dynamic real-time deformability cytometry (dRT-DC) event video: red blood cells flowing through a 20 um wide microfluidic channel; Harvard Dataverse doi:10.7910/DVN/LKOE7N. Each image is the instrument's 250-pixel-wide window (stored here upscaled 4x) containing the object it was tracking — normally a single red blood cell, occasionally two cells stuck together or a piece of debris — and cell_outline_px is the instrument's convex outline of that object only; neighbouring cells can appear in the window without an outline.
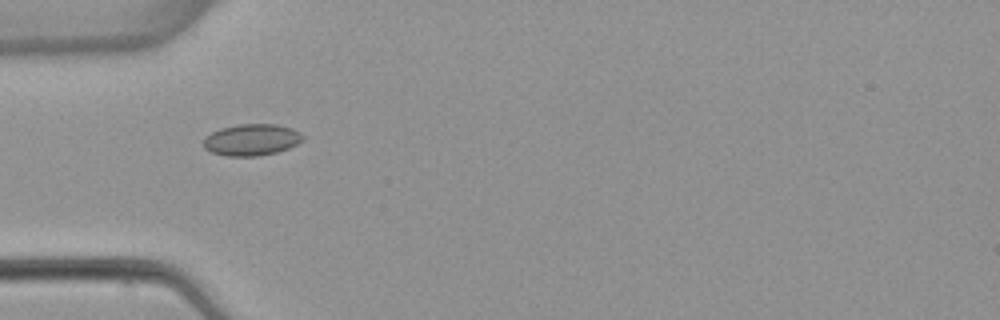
{"species": "common noctule bat (a hibernating species)", "species_latin": "Nyctalus noctula", "temperature_condition": "warm", "stored_images_in_passage": 4, "camera_frame_rate_fps": 3000, "um_per_image_px": 0.085, "animal": {"sex": "female", "body_mass_g": 22.7, "forearm_length_mm": 54.2}, "frame": {"image": 1, "passage_image": 3, "time_ms": 3.333, "image_size_px": [1000, 320], "cell_outline_px": [[304, 140], [288, 148], [276, 152], [256, 156], [228, 156], [212, 152], [204, 148], [204, 140], [212, 132], [220, 128], [236, 124], [276, 124], [292, 128], [300, 132], [304, 136]], "centroid_in_image_um": [21.41, 11.87], "position_along_channel_um": 63.6, "area_um2": 18.21}}
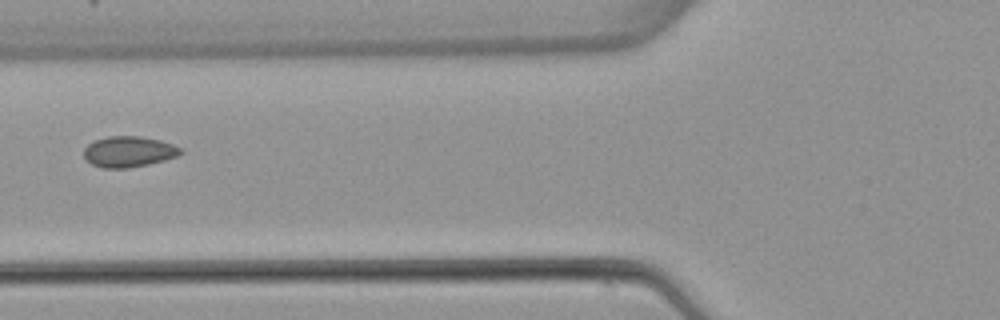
{"frame": {"image": 2, "passage_image": 4, "time_ms": 4.667, "image_size_px": [1000, 320], "cell_outline_px": [[184, 152], [176, 156], [164, 160], [148, 164], [128, 168], [104, 168], [92, 164], [84, 160], [84, 148], [88, 144], [96, 140], [108, 136], [140, 136], [160, 140], [172, 144], [180, 148]], "centroid_in_image_um": [10.92, 12.89], "position_along_channel_um": 114.9, "area_um2": 17.34}}